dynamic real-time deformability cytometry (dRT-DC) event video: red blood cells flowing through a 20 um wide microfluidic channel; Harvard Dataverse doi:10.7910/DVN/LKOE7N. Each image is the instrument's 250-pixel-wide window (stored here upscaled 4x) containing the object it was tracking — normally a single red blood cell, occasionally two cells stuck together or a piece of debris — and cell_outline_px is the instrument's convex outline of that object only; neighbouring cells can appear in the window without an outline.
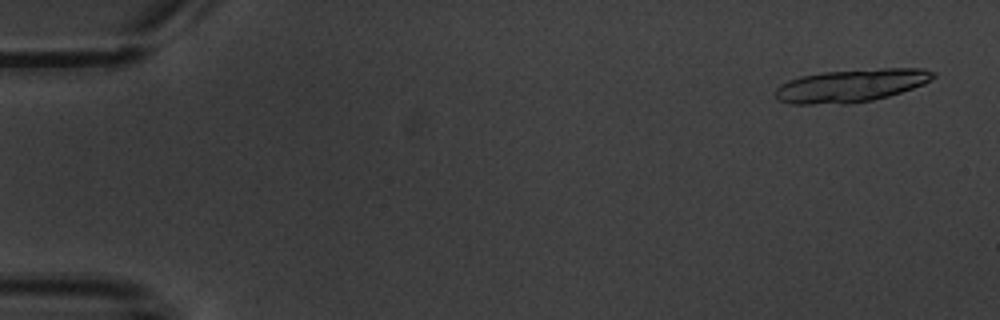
{"species": "common noctule bat (a hibernating species)", "species_latin": "Nyctalus noctula", "temperature_condition": "warm", "stored_images_in_passage": 11, "camera_frame_rate_fps": 3000, "um_per_image_px": 0.085, "animal": {"sex": "male", "body_mass_g": 20.1, "forearm_length_mm": 53.5}, "frame": {"image": 1, "passage_image": 1, "time_ms": 0.0, "image_size_px": [1000, 320], "cell_outline_px": [[936, 76], [924, 84], [888, 96], [872, 100], [848, 104], [792, 104], [776, 100], [776, 88], [780, 84], [788, 80], [800, 76], [824, 72], [884, 68], [924, 68], [936, 72]], "centroid_in_image_um": [72.34, 7.27], "position_along_channel_um": 12.7, "area_um2": 30.35}}
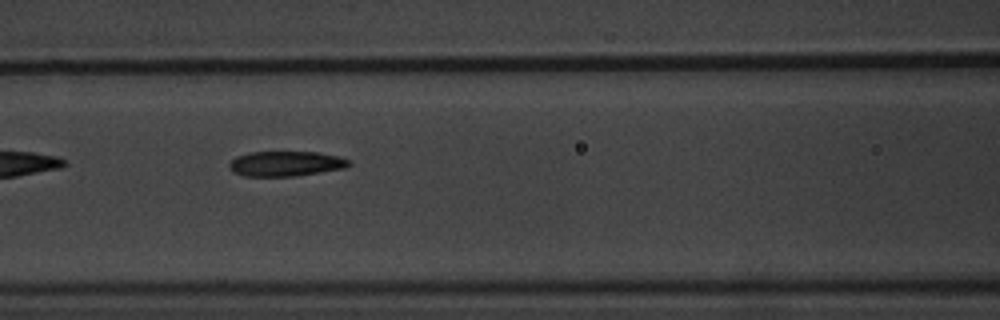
{"frame": {"image": 2, "passage_image": 7, "time_ms": 7.667, "image_size_px": [1000, 320], "cell_outline_px": [[352, 164], [344, 168], [296, 176], [244, 176], [232, 172], [228, 164], [236, 156], [248, 152], [320, 152], [340, 156], [352, 160]], "centroid_in_image_um": [24.32, 13.9], "position_along_channel_um": 142.3, "area_um2": 17.69}}
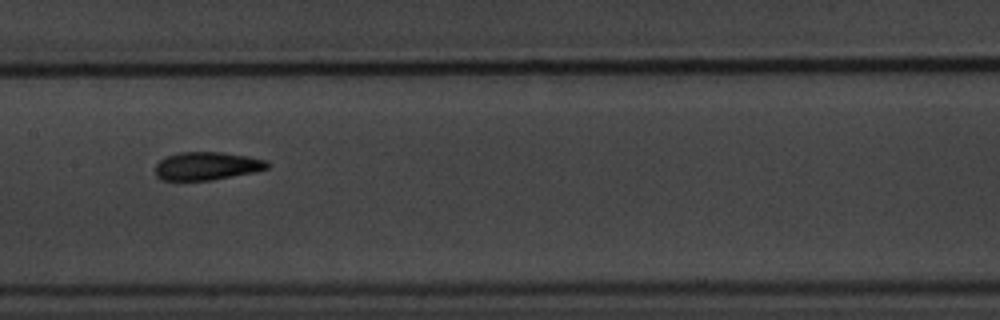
{"frame": {"image": 3, "passage_image": 8, "time_ms": 9.0, "image_size_px": [1000, 320], "cell_outline_px": [[268, 168], [252, 172], [212, 180], [160, 180], [156, 176], [156, 164], [160, 160], [168, 156], [180, 152], [224, 152], [248, 156], [268, 160]], "centroid_in_image_um": [17.58, 14.1], "position_along_channel_um": 189.8, "area_um2": 18.26}}